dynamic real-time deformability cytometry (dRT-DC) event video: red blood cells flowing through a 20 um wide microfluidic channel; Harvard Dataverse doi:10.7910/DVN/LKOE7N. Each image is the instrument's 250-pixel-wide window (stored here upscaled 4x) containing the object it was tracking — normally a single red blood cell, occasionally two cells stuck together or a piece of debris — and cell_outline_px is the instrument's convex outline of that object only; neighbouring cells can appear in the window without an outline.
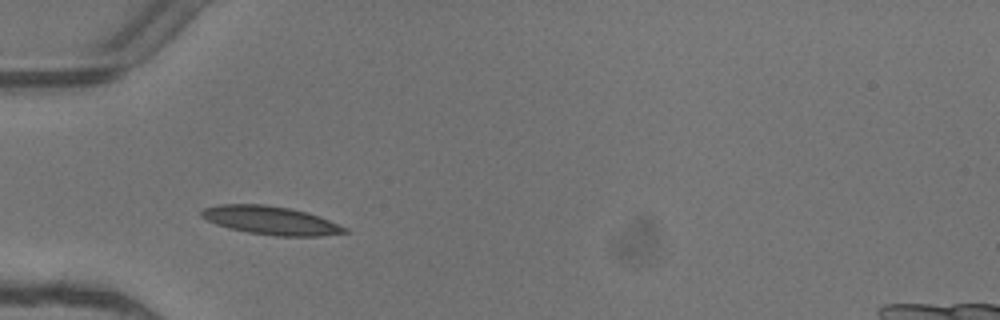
{"species": "common noctule bat (a hibernating species)", "species_latin": "Nyctalus noctula", "temperature_condition": "warm", "stored_images_in_passage": 3, "camera_frame_rate_fps": 3000, "um_per_image_px": 0.085, "animal": {"sex": "female"}, "frame": {"image": 1, "passage_image": 2, "time_ms": 0.333, "image_size_px": [1000, 320], "cell_outline_px": [[348, 232], [320, 236], [276, 236], [248, 232], [228, 228], [216, 224], [200, 216], [200, 212], [204, 208], [220, 204], [264, 204], [288, 208], [308, 212], [320, 216], [348, 228]], "centroid_in_image_um": [23.02, 18.73], "position_along_channel_um": 62.0, "area_um2": 23.7}}
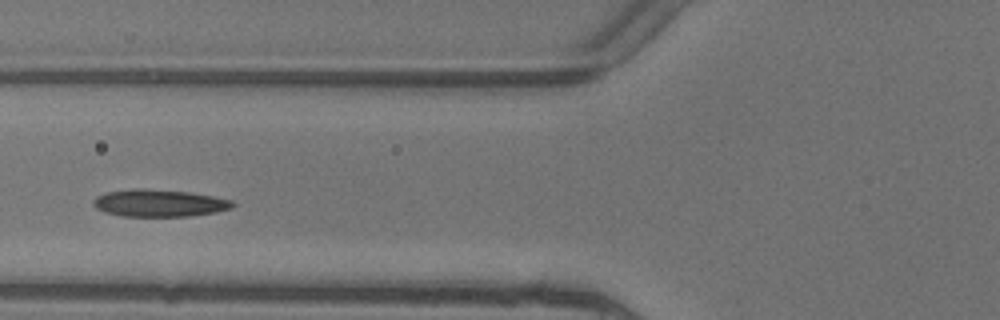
{"frame": {"image": 2, "passage_image": 3, "time_ms": 0.667, "image_size_px": [1000, 320], "cell_outline_px": [[236, 204], [232, 208], [216, 212], [192, 216], [120, 216], [104, 212], [96, 208], [92, 204], [92, 200], [96, 196], [104, 192], [132, 188], [144, 188], [188, 192], [212, 196], [232, 200]], "centroid_in_image_um": [13.49, 17.26], "position_along_channel_um": 112.3, "area_um2": 22.37}}